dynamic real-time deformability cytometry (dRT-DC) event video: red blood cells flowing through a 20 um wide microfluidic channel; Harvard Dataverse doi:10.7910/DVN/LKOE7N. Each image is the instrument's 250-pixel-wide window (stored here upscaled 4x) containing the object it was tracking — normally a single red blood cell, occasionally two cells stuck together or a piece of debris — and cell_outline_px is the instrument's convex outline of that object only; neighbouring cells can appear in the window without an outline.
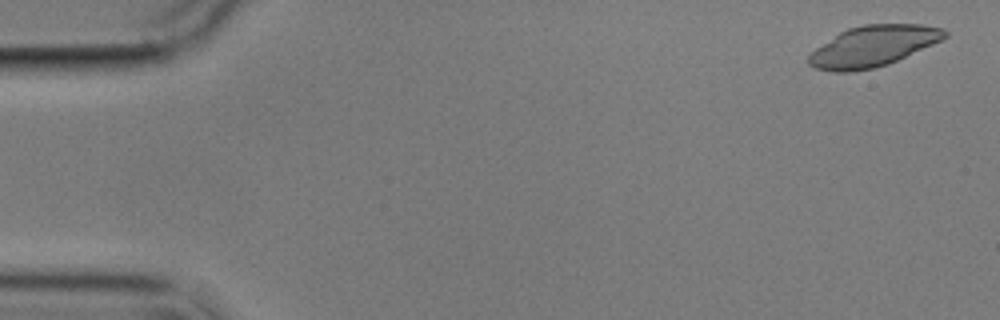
{"species": "common noctule bat (a hibernating species)", "species_latin": "Nyctalus noctula", "temperature_condition": "cold", "stored_images_in_passage": 4, "camera_frame_rate_fps": 3000, "um_per_image_px": 0.085, "animal": {"sex": "male", "body_mass_g": 17.9}, "frame": {"image": 1, "passage_image": 1, "time_ms": 0.0, "image_size_px": [1000, 320], "cell_outline_px": [[948, 36], [932, 44], [888, 64], [876, 68], [848, 72], [832, 72], [816, 68], [808, 64], [808, 56], [816, 48], [840, 32], [848, 28], [864, 24], [924, 24], [944, 28], [948, 32]], "centroid_in_image_um": [74.21, 3.92], "position_along_channel_um": 10.8, "area_um2": 32.19}}